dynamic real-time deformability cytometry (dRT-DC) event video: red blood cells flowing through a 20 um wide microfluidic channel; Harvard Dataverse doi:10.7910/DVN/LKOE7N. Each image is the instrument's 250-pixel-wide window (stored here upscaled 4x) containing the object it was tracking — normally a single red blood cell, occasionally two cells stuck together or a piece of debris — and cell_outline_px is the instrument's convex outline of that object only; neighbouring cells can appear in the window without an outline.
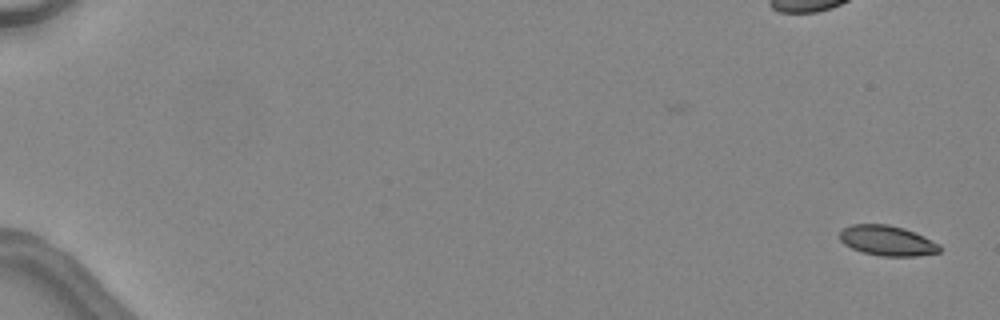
{"species": "common noctule bat (a hibernating species)", "species_latin": "Nyctalus noctula", "temperature_condition": "warm", "stored_images_in_passage": 47, "camera_frame_rate_fps": 3000, "um_per_image_px": 0.085, "animal": {"sex": "female", "body_mass_g": 24.6, "forearm_length_mm": 56.2}, "frame": {"image": 1, "passage_image": 1, "time_ms": 0.0, "image_size_px": [1000, 320], "cell_outline_px": [[940, 252], [916, 256], [880, 256], [864, 252], [852, 248], [844, 244], [840, 240], [840, 232], [844, 228], [852, 224], [888, 224], [904, 228], [924, 236], [940, 244]], "centroid_in_image_um": [75.43, 20.45], "position_along_channel_um": 9.6, "area_um2": 17.51}}
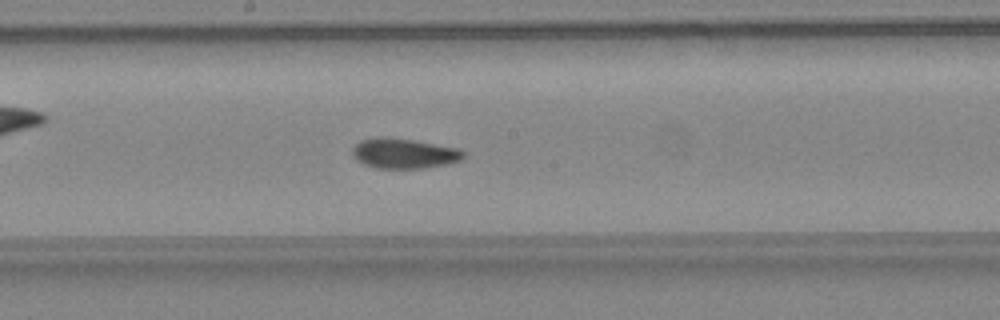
{"frame": {"image": 2, "passage_image": 28, "time_ms": 9.0, "image_size_px": [1000, 320], "cell_outline_px": [[464, 156], [460, 160], [448, 164], [424, 168], [376, 168], [364, 164], [356, 160], [352, 156], [352, 148], [360, 140], [380, 136], [384, 136], [412, 140], [460, 148], [464, 152]], "centroid_in_image_um": [34.32, 13.03], "position_along_channel_um": 213.9, "area_um2": 19.59}}
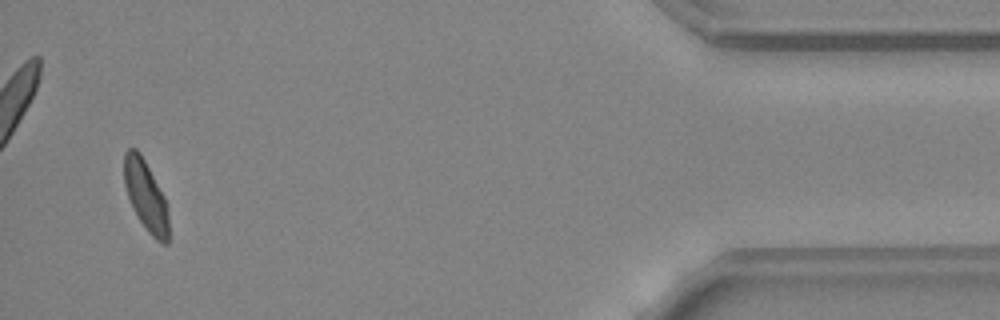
{"frame": {"image": 3, "passage_image": 46, "time_ms": 15.0, "image_size_px": [1000, 320], "cell_outline_px": [[168, 244], [160, 244], [148, 232], [140, 220], [128, 196], [124, 184], [124, 152], [128, 148], [136, 148], [140, 152], [164, 196], [168, 212]], "centroid_in_image_um": [12.4, 16.63], "position_along_channel_um": 422.8, "area_um2": 18.03}, "authors_computed_cell_mechanics": {"area_um2": 18.8428, "velocity_mm_per_s": 4.5372, "shape_relaxation_time_tau1_ms": 3.3975, "shape_relaxation_time_tau2_ms": 1.0212, "deformation_change_tau1": 0.1312, "deformation_change_tau2": 0.0627}}